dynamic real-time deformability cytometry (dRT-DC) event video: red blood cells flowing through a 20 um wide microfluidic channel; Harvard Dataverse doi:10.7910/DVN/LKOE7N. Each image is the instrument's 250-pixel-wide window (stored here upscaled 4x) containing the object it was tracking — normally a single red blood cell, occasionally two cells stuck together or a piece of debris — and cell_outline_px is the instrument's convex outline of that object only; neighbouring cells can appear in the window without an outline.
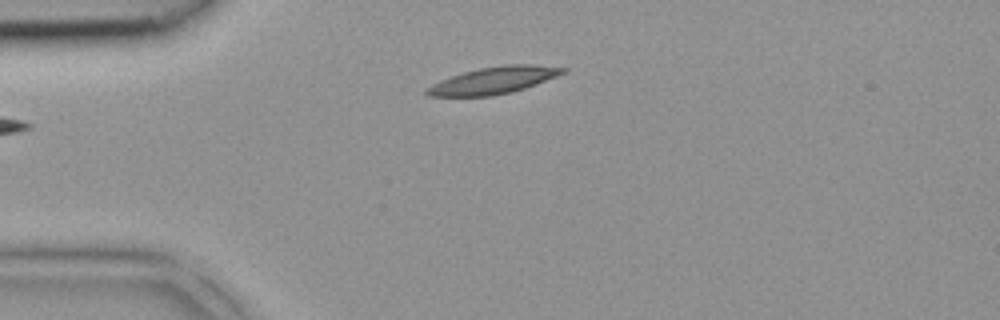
{"species": "common noctule bat (a hibernating species)", "species_latin": "Nyctalus noctula", "temperature_condition": "room temperature", "stored_images_in_passage": 30, "camera_frame_rate_fps": 3000, "um_per_image_px": 0.085, "animal": {"sex": "female", "body_mass_g": 18.4}, "frame": {"image": 1, "passage_image": 1, "time_ms": 0.0, "image_size_px": [1000, 320], "cell_outline_px": [[568, 72], [524, 88], [492, 96], [428, 96], [424, 92], [424, 88], [440, 80], [464, 72], [480, 68], [504, 64], [532, 64], [568, 68]], "centroid_in_image_um": [41.95, 6.82], "position_along_channel_um": 43.1, "area_um2": 21.27}}
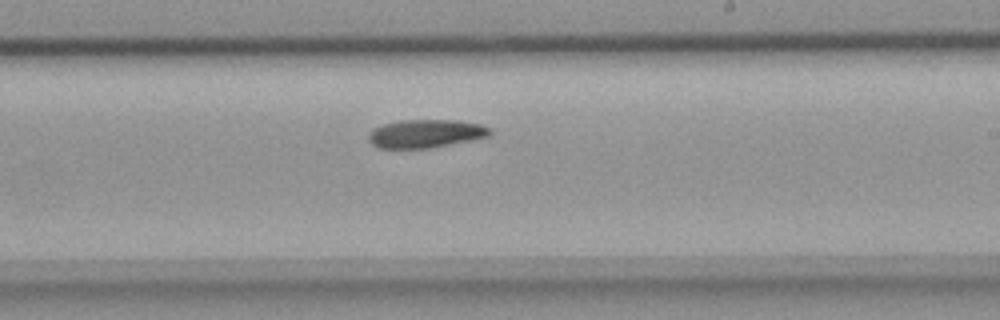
{"frame": {"image": 2, "passage_image": 16, "time_ms": 5.0, "image_size_px": [1000, 320], "cell_outline_px": [[492, 132], [488, 136], [472, 140], [428, 148], [380, 148], [372, 144], [368, 140], [368, 132], [372, 128], [384, 124], [400, 120], [456, 120], [480, 124], [492, 128]], "centroid_in_image_um": [36.17, 11.35], "position_along_channel_um": 252.8, "area_um2": 20.06}}
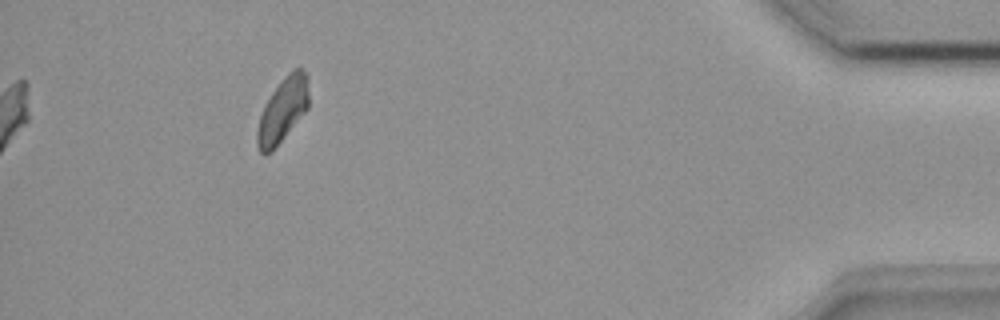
{"frame": {"image": 3, "passage_image": 30, "time_ms": 9.667, "image_size_px": [1000, 320], "cell_outline_px": [[308, 108], [272, 152], [264, 156], [260, 152], [256, 144], [256, 132], [260, 116], [264, 104], [272, 92], [284, 76], [292, 68], [300, 68], [308, 76]], "centroid_in_image_um": [24.01, 9.37], "position_along_channel_um": 411.2, "area_um2": 19.48}}